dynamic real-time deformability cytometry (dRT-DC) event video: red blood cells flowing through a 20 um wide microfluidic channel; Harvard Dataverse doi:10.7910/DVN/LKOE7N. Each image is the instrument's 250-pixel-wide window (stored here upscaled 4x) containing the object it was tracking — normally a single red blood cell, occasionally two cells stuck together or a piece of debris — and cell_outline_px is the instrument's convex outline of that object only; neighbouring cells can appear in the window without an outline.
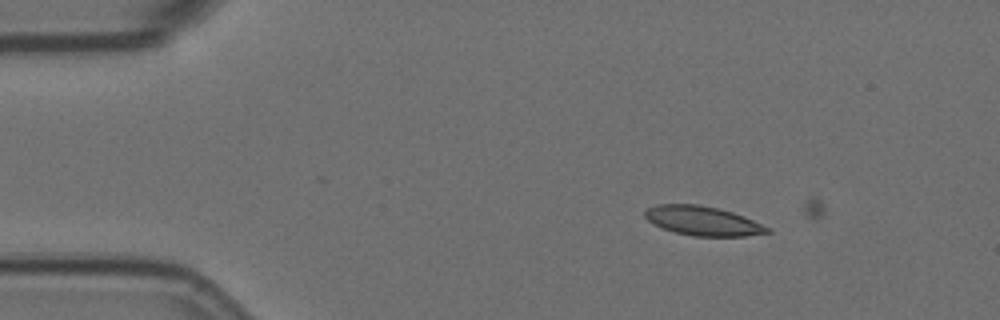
{"species": "Egyptian fruit bat (a non-hibernating species)", "species_latin": "Rousettus aegyptiacus", "temperature_condition": "room temperature", "stored_images_in_passage": 2, "camera_frame_rate_fps": 3000, "um_per_image_px": 0.085, "animal": {"sex": "female"}, "frame": {"image": 1, "passage_image": 1, "time_ms": 0.0, "image_size_px": [1000, 320], "cell_outline_px": [[772, 232], [744, 236], [692, 236], [660, 228], [648, 220], [644, 216], [644, 212], [648, 208], [656, 204], [696, 204], [716, 208], [732, 212], [744, 216], [772, 228]], "centroid_in_image_um": [59.74, 18.78], "position_along_channel_um": 25.3, "area_um2": 20.92}}